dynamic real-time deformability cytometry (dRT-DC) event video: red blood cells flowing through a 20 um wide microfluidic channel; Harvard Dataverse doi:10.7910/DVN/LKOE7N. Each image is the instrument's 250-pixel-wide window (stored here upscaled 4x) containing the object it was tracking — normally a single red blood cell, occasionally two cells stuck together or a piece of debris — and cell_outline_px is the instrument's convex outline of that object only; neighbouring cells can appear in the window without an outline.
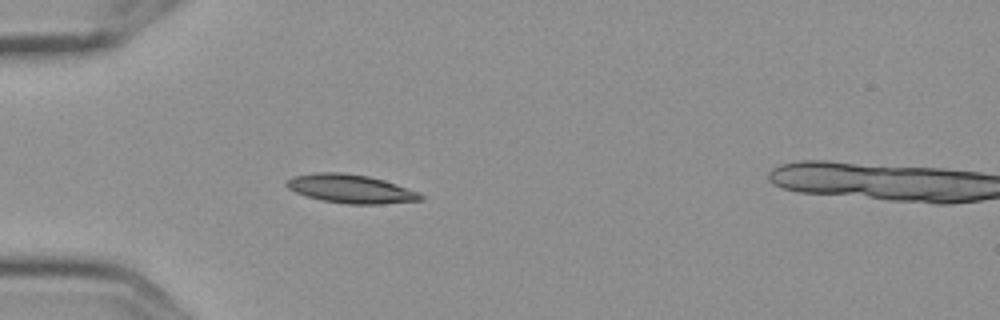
{"species": "Egyptian fruit bat (a non-hibernating species)", "species_latin": "Rousettus aegyptiacus", "temperature_condition": "cold", "stored_images_in_passage": 4, "camera_frame_rate_fps": 3000, "um_per_image_px": 0.085, "frame": {"image": 1, "passage_image": 3, "time_ms": 0.667, "image_size_px": [1000, 320], "cell_outline_px": [[424, 200], [380, 204], [348, 204], [320, 200], [296, 192], [288, 188], [284, 184], [292, 176], [316, 172], [344, 172], [368, 176], [384, 180], [420, 192], [424, 196]], "centroid_in_image_um": [29.83, 16.04], "position_along_channel_um": 55.2, "area_um2": 22.48}}